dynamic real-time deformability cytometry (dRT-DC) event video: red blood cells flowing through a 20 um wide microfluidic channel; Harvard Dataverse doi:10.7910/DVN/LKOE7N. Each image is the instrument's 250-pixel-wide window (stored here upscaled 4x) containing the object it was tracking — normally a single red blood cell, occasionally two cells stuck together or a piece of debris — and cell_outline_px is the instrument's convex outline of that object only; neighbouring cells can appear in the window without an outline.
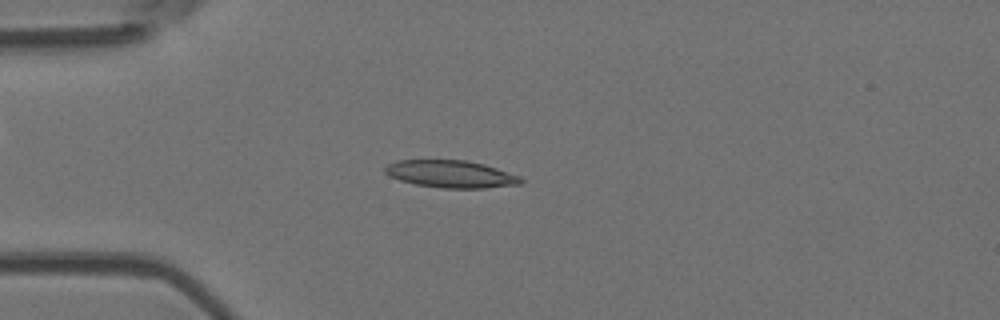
{"species": "Egyptian fruit bat (a non-hibernating species)", "species_latin": "Rousettus aegyptiacus", "temperature_condition": "room temperature", "stored_images_in_passage": 53, "camera_frame_rate_fps": 3000, "um_per_image_px": 0.085, "animal": {"sex": "female"}, "frame": {"image": 1, "passage_image": 14, "time_ms": 4.333, "image_size_px": [1000, 320], "cell_outline_px": [[524, 180], [520, 184], [484, 188], [444, 188], [416, 184], [400, 180], [388, 176], [384, 172], [384, 168], [388, 164], [396, 160], [468, 160], [484, 164], [520, 176]], "centroid_in_image_um": [38.31, 14.79], "position_along_channel_um": 46.7, "area_um2": 21.62}}
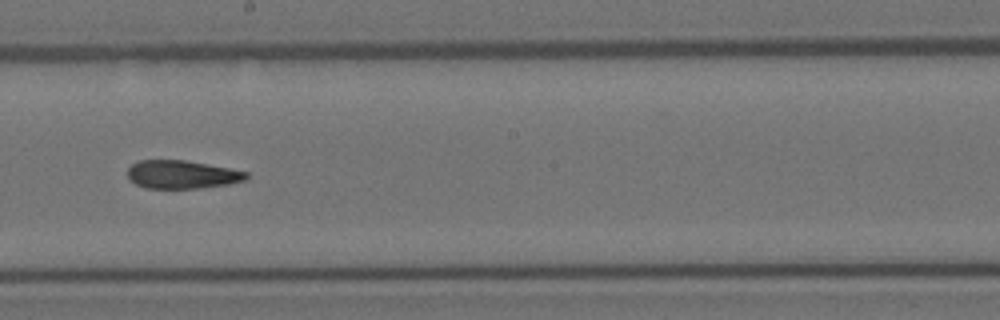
{"frame": {"image": 2, "passage_image": 30, "time_ms": 9.667, "image_size_px": [1000, 320], "cell_outline_px": [[248, 176], [244, 180], [228, 184], [200, 188], [148, 188], [136, 184], [128, 180], [128, 168], [132, 164], [140, 160], [184, 160], [228, 168], [248, 172]], "centroid_in_image_um": [15.43, 14.83], "position_along_channel_um": 232.8, "area_um2": 19.36}}
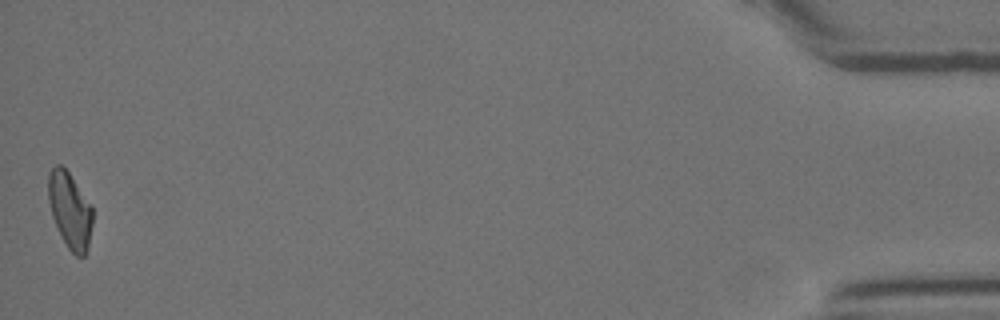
{"frame": {"image": 3, "passage_image": 53, "time_ms": 17.333, "image_size_px": [1000, 320], "cell_outline_px": [[92, 224], [88, 248], [84, 256], [76, 256], [68, 248], [52, 216], [48, 200], [48, 176], [52, 168], [56, 164], [60, 164], [68, 172], [92, 208]], "centroid_in_image_um": [5.93, 17.88], "position_along_channel_um": 429.3, "area_um2": 19.13}, "authors_computed_cell_mechanics": {"area_um2": 20.6924, "velocity_mm_per_s": 3.7957, "shape_relaxation_time_tau1_ms": null, "shape_relaxation_time_tau2_ms": 4.2441, "deformation_change_tau1": null, "deformation_change_tau2": 0.121}}